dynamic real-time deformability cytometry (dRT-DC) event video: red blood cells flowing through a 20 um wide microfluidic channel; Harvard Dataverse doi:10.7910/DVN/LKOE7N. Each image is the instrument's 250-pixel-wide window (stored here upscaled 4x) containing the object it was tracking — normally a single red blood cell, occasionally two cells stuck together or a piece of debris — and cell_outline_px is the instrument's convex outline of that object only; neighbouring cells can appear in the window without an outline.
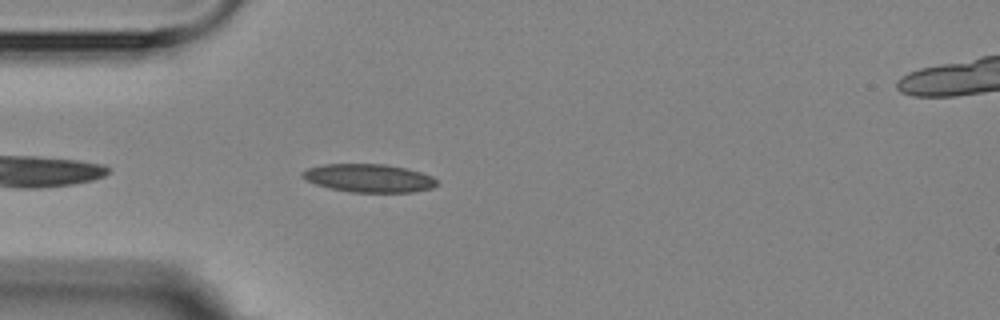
{"species": "Egyptian fruit bat (a non-hibernating species)", "species_latin": "Rousettus aegyptiacus", "temperature_condition": "room temperature", "stored_images_in_passage": 4, "camera_frame_rate_fps": 3000, "um_per_image_px": 0.085, "animal": {"sex": "female"}, "frame": {"image": 1, "passage_image": 4, "time_ms": 3.667, "image_size_px": [1000, 320], "cell_outline_px": [[440, 184], [432, 188], [412, 192], [352, 192], [328, 188], [304, 180], [300, 176], [300, 172], [308, 168], [324, 164], [384, 164], [408, 168], [432, 176]], "centroid_in_image_um": [31.34, 15.14], "position_along_channel_um": 53.7, "area_um2": 22.31}}